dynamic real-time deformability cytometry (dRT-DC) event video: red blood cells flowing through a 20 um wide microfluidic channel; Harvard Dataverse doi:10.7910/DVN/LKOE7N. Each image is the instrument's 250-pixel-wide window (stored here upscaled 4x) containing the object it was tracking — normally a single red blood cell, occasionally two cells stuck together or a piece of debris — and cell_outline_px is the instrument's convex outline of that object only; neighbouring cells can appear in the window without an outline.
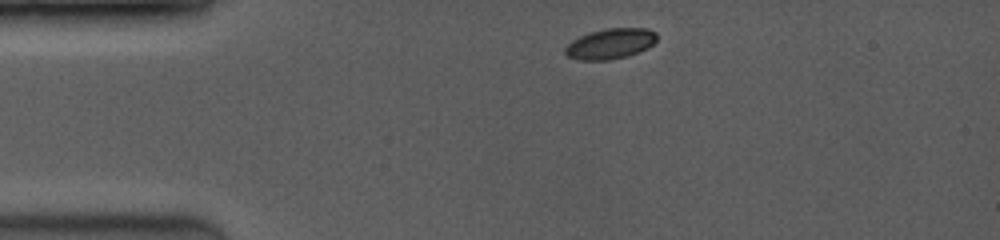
{"species": "common noctule bat (a hibernating species)", "species_latin": "Nyctalus noctula", "temperature_condition": "room temperature", "stored_images_in_passage": 18, "camera_frame_rate_fps": 3500, "um_per_image_px": 0.085, "animal": {"sex": "female", "body_mass_g": 19.0, "forearm_length_mm": 53.3}, "frame": {"image": 1, "passage_image": 1, "time_ms": 0.0, "image_size_px": [1000, 240], "cell_outline_px": [[656, 40], [648, 48], [628, 56], [608, 60], [576, 60], [568, 56], [564, 52], [564, 48], [572, 40], [580, 36], [592, 32], [608, 28], [648, 28], [656, 32]], "centroid_in_image_um": [51.88, 3.72], "position_along_channel_um": 33.1, "area_um2": 16.24}}
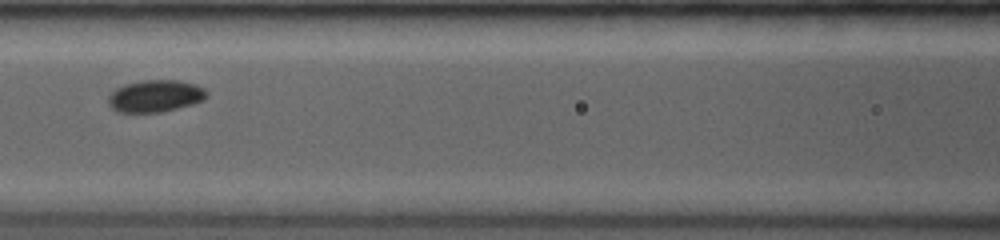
{"frame": {"image": 2, "passage_image": 7, "time_ms": 4.0, "image_size_px": [1000, 240], "cell_outline_px": [[208, 92], [204, 100], [192, 104], [160, 112], [116, 112], [108, 104], [108, 96], [116, 88], [124, 84], [144, 80], [176, 80], [196, 84], [204, 88]], "centroid_in_image_um": [13.19, 8.15], "position_along_channel_um": 153.4, "area_um2": 18.38}}
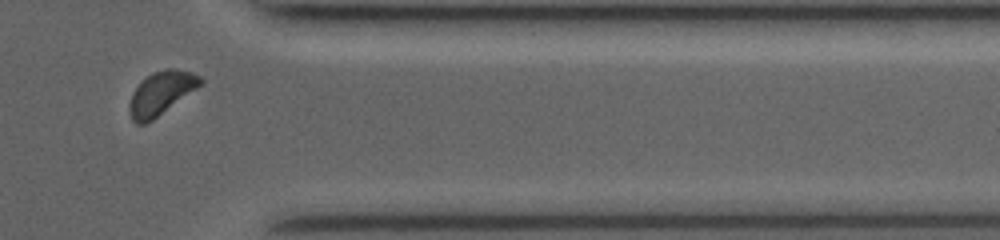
{"frame": {"image": 3, "passage_image": 16, "time_ms": 10.0, "image_size_px": [1000, 240], "cell_outline_px": [[204, 84], [152, 120], [144, 124], [136, 124], [132, 120], [128, 112], [128, 104], [132, 92], [152, 72], [168, 68], [172, 68], [192, 72], [200, 76], [204, 80]], "centroid_in_image_um": [13.71, 7.92], "position_along_channel_um": 397.7, "area_um2": 18.03}, "authors_computed_cell_mechanics": {"area_um2": 17.9469, "velocity_mm_per_s": 4.0879, "shape_relaxation_time_tau1_ms": 0.887, "shape_relaxation_time_tau2_ms": null, "deformation_change_tau1": 0.033, "deformation_change_tau2": null}}